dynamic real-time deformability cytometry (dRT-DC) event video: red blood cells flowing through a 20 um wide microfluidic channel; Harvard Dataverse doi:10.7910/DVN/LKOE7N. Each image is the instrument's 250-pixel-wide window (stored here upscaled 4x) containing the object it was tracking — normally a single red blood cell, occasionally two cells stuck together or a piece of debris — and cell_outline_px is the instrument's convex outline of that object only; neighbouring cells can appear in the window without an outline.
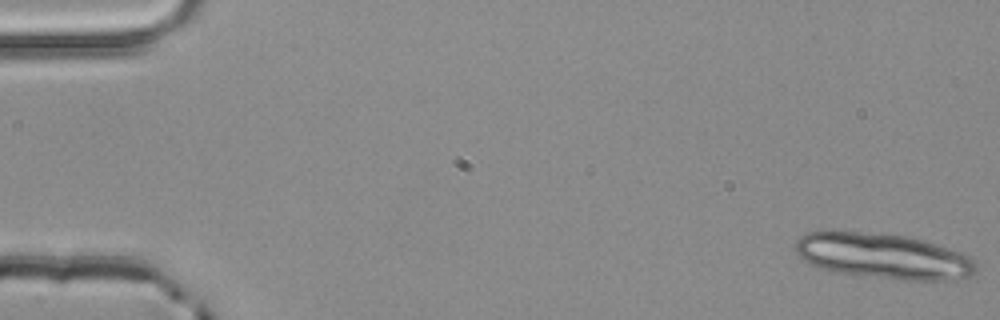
{"species": "common noctule bat (a hibernating species)", "species_latin": "Nyctalus noctula", "temperature_condition": "room temperature", "stored_images_in_passage": 4, "camera_frame_rate_fps": 3000, "um_per_image_px": 0.085, "animal": {"sex": "male", "body_mass_g": 20.4}, "frame": {"image": 1, "passage_image": 1, "time_ms": 0.0, "image_size_px": [1000, 320], "cell_outline_px": [[976, 272], [972, 276], [952, 280], [900, 280], [864, 276], [840, 272], [820, 268], [804, 260], [796, 252], [796, 240], [800, 236], [808, 232], [832, 228], [880, 232], [904, 236], [924, 240], [972, 256], [976, 264]], "centroid_in_image_um": [75.06, 21.73], "position_along_channel_um": 9.9, "area_um2": 48.9}}